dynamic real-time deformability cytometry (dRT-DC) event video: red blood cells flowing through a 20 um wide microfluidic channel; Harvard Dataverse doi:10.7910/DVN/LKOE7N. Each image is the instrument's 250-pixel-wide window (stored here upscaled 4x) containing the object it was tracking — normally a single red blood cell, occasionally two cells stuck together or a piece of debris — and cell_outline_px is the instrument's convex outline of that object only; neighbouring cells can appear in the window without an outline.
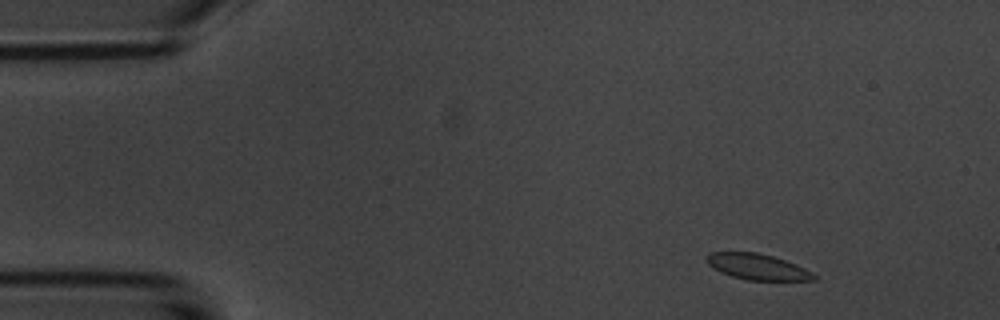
{"species": "common noctule bat (a hibernating species)", "species_latin": "Nyctalus noctula", "temperature_condition": "room temperature", "stored_images_in_passage": 5, "camera_frame_rate_fps": 3000, "um_per_image_px": 0.085, "animal": {"sex": "male", "body_mass_g": 20.1, "forearm_length_mm": 53.5}, "frame": {"image": 1, "passage_image": 2, "time_ms": 1.0, "image_size_px": [1000, 320], "cell_outline_px": [[816, 280], [748, 280], [732, 276], [708, 264], [704, 260], [712, 252], [756, 252], [772, 256], [796, 264], [812, 272], [816, 276]], "centroid_in_image_um": [64.41, 22.67], "position_along_channel_um": 20.6, "area_um2": 15.84}}